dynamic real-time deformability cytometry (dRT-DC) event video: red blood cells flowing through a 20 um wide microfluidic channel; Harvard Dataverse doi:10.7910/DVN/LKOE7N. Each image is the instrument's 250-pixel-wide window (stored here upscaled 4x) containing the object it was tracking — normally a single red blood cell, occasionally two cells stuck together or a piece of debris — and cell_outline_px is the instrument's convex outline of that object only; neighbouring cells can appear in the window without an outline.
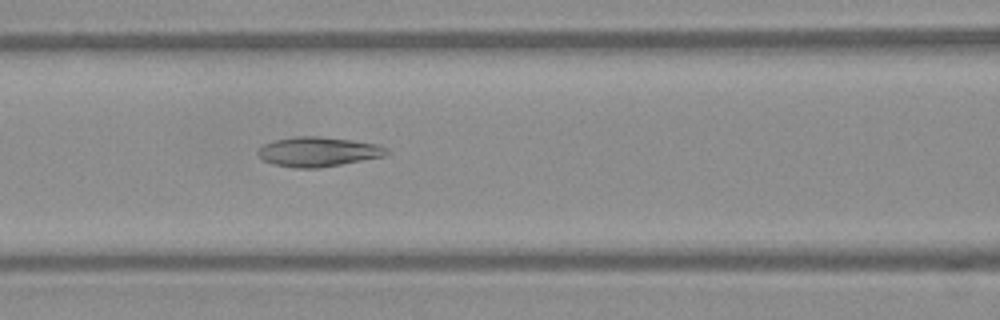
{"species": "Egyptian fruit bat (a non-hibernating species)", "species_latin": "Rousettus aegyptiacus", "temperature_condition": "warm", "stored_images_in_passage": 44, "camera_frame_rate_fps": 3000, "um_per_image_px": 0.085, "frame": {"image": 1, "passage_image": 16, "time_ms": 5.0, "image_size_px": [1000, 320], "cell_outline_px": [[392, 152], [384, 156], [320, 168], [296, 168], [272, 164], [264, 160], [256, 152], [264, 144], [276, 140], [296, 136], [320, 136], [352, 140], [376, 144]], "centroid_in_image_um": [27.04, 12.9], "position_along_channel_um": 139.6, "area_um2": 22.08}}
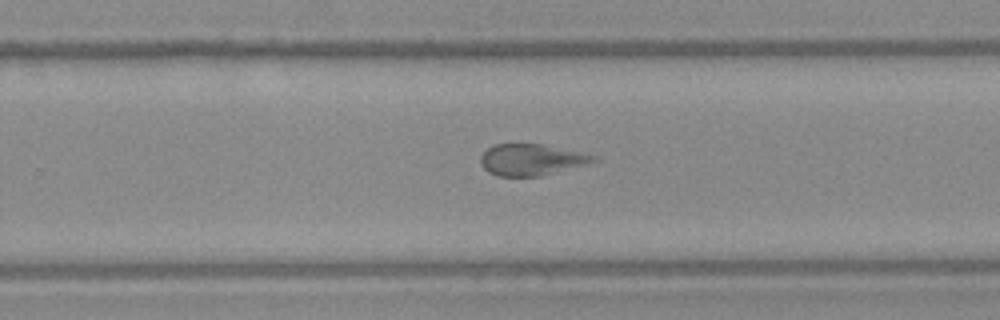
{"frame": {"image": 2, "passage_image": 27, "time_ms": 8.667, "image_size_px": [1000, 320], "cell_outline_px": [[600, 160], [588, 164], [540, 176], [496, 176], [488, 172], [480, 164], [480, 156], [488, 148], [496, 144], [540, 144], [600, 156]], "centroid_in_image_um": [45.19, 13.58], "position_along_channel_um": 284.6, "area_um2": 20.69}}
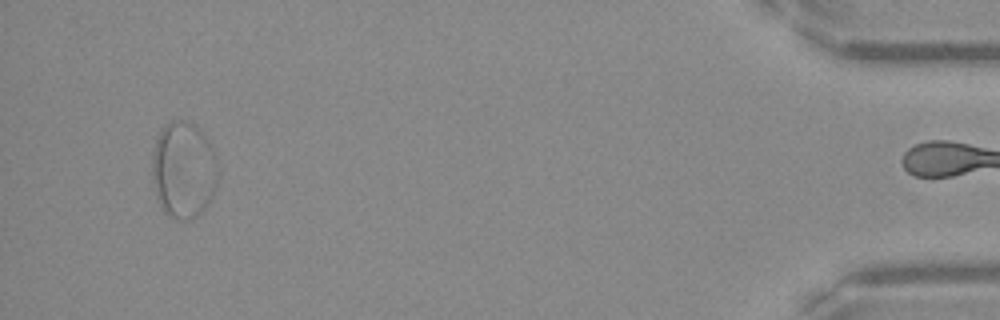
{"frame": {"image": 3, "passage_image": 43, "time_ms": 14.0, "image_size_px": [1000, 320], "cell_outline_px": [[220, 176], [212, 196], [204, 208], [192, 220], [176, 220], [168, 216], [160, 208], [156, 196], [152, 180], [152, 148], [164, 124], [172, 120], [184, 120], [196, 124], [212, 148], [216, 156], [220, 168]], "centroid_in_image_um": [15.6, 14.46], "position_along_channel_um": 419.6, "area_um2": 37.92}, "authors_computed_cell_mechanics": {"area_um2": 22.6287, "velocity_mm_per_s": 3.9738, "shape_relaxation_time_tau1_ms": null, "shape_relaxation_time_tau2_ms": 1.5655, "deformation_change_tau1": null, "deformation_change_tau2": 0.0811}}